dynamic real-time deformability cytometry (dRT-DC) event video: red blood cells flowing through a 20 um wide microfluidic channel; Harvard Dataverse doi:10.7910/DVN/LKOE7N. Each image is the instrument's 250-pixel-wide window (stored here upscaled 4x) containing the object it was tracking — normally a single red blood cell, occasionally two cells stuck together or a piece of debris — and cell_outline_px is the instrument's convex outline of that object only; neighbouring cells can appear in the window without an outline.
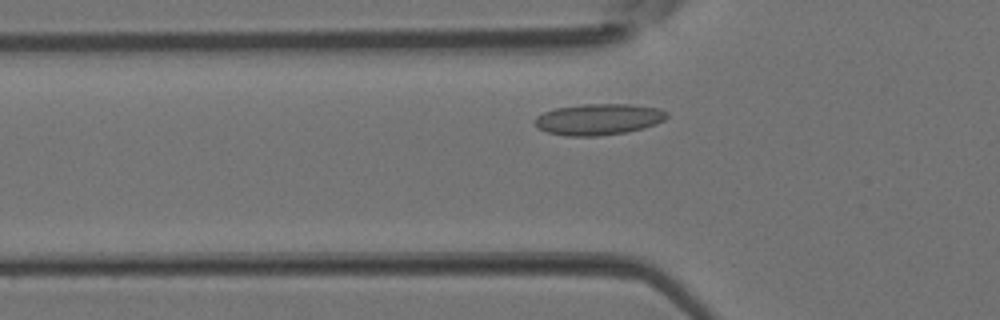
{"species": "Egyptian fruit bat (a non-hibernating species)", "species_latin": "Rousettus aegyptiacus", "temperature_condition": "room temperature", "stored_images_in_passage": 35, "camera_frame_rate_fps": 3000, "um_per_image_px": 0.085, "animal": {"sex": "female"}, "frame": {"image": 1, "passage_image": 6, "time_ms": 1.667, "image_size_px": [1000, 320], "cell_outline_px": [[668, 116], [664, 120], [656, 124], [644, 128], [624, 132], [600, 136], [564, 136], [548, 132], [536, 128], [532, 124], [532, 120], [536, 116], [544, 112], [556, 108], [580, 104], [628, 104], [660, 108], [668, 112]], "centroid_in_image_um": [50.84, 10.14], "position_along_channel_um": 75.0, "area_um2": 24.33}}
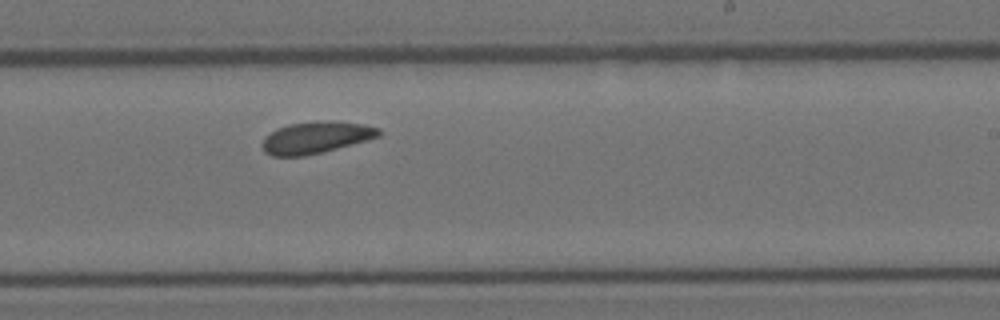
{"frame": {"image": 2, "passage_image": 18, "time_ms": 5.667, "image_size_px": [1000, 320], "cell_outline_px": [[380, 136], [368, 140], [304, 156], [272, 156], [264, 152], [260, 144], [264, 136], [276, 128], [288, 124], [364, 124], [380, 128]], "centroid_in_image_um": [26.76, 11.75], "position_along_channel_um": 262.2, "area_um2": 20.58}}
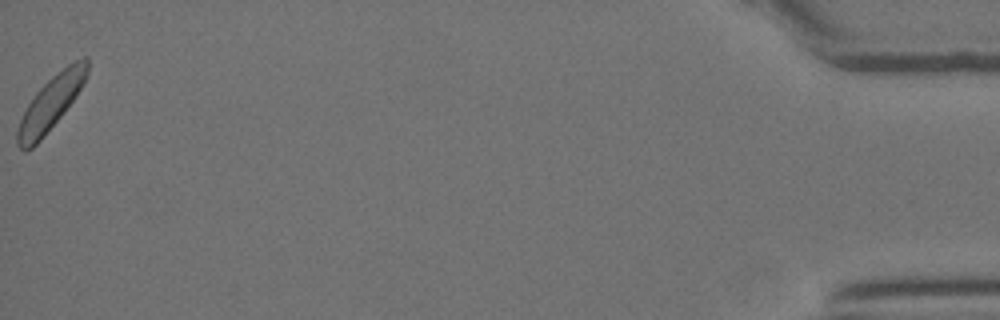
{"frame": {"image": 3, "passage_image": 35, "time_ms": 11.333, "image_size_px": [1000, 320], "cell_outline_px": [[88, 72], [76, 96], [64, 112], [44, 136], [32, 148], [24, 152], [16, 144], [16, 132], [20, 120], [28, 104], [36, 92], [52, 76], [68, 64], [84, 56], [88, 56]], "centroid_in_image_um": [4.3, 8.78], "position_along_channel_um": 430.9, "area_um2": 21.62}}